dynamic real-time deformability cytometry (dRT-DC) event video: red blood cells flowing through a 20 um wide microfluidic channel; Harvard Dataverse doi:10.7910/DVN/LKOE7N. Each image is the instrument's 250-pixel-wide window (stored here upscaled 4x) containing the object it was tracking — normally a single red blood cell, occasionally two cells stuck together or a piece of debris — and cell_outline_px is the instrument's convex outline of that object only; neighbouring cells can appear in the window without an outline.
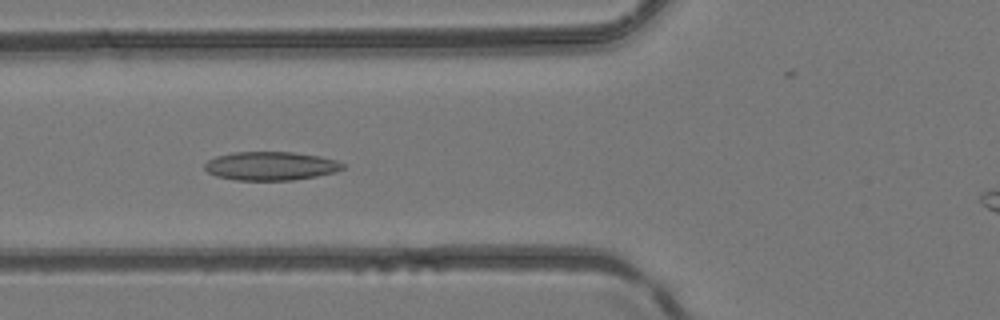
{"species": "common noctule bat (a hibernating species)", "species_latin": "Nyctalus noctula", "temperature_condition": "room temperature", "stored_images_in_passage": 41, "camera_frame_rate_fps": 3000, "um_per_image_px": 0.085, "animal": {"sex": "female", "body_mass_g": 24.6, "forearm_length_mm": 56.2}, "frame": {"image": 1, "passage_image": 16, "time_ms": 5.0, "image_size_px": [1000, 320], "cell_outline_px": [[344, 168], [336, 172], [316, 176], [292, 180], [236, 180], [216, 176], [208, 172], [204, 168], [204, 164], [208, 160], [216, 156], [232, 152], [292, 152], [320, 156], [336, 160], [344, 164]], "centroid_in_image_um": [23.0, 14.1], "position_along_channel_um": 102.8, "area_um2": 23.06}}
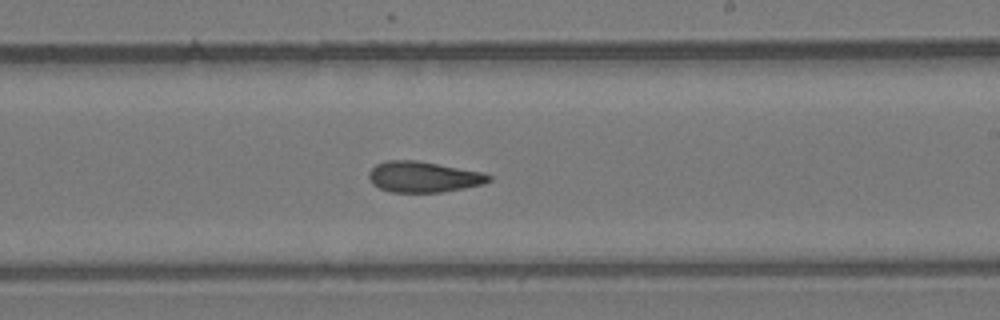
{"frame": {"image": 2, "passage_image": 26, "time_ms": 8.333, "image_size_px": [1000, 320], "cell_outline_px": [[492, 180], [484, 184], [444, 192], [392, 192], [380, 188], [372, 184], [368, 176], [368, 172], [376, 164], [388, 160], [416, 160], [484, 172], [492, 176]], "centroid_in_image_um": [36.01, 15.03], "position_along_channel_um": 253.0, "area_um2": 21.68}}
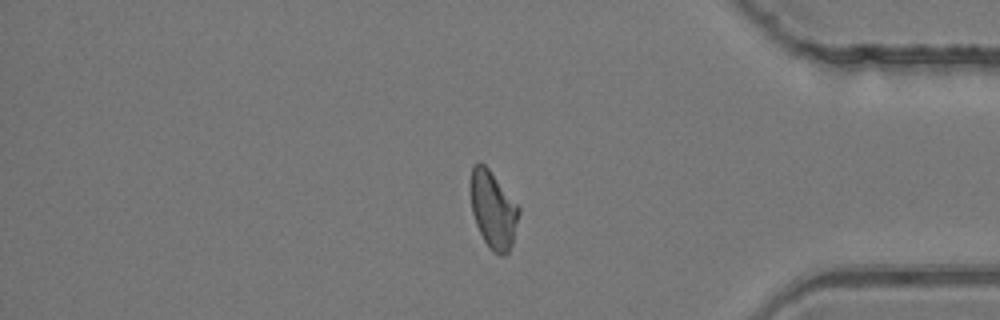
{"frame": {"image": 3, "passage_image": 37, "time_ms": 12.0, "image_size_px": [1000, 320], "cell_outline_px": [[520, 212], [512, 244], [508, 252], [504, 256], [500, 256], [492, 252], [484, 240], [476, 224], [472, 212], [468, 192], [468, 180], [472, 164], [484, 164], [488, 168], [520, 208]], "centroid_in_image_um": [41.87, 17.81], "position_along_channel_um": 393.3, "area_um2": 22.08}}